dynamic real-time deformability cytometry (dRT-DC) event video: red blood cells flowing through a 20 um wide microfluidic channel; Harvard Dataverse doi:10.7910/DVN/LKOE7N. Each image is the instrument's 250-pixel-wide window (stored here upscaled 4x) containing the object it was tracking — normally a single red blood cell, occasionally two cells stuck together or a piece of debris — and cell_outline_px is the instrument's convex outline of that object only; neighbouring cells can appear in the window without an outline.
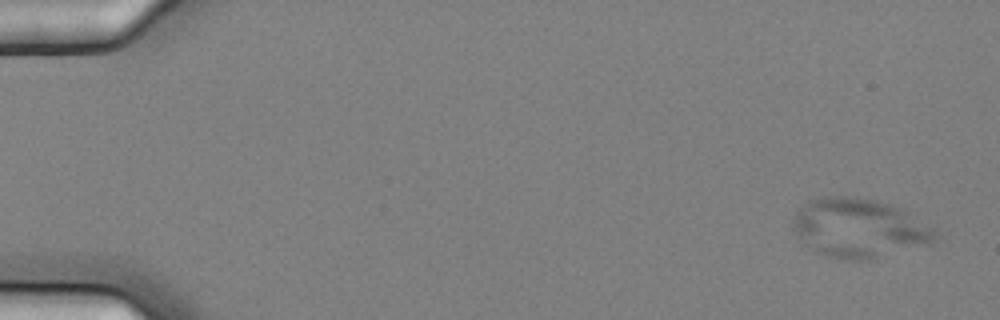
{"species": "common noctule bat (a hibernating species)", "species_latin": "Nyctalus noctula", "temperature_condition": "cold", "stored_images_in_passage": 5, "camera_frame_rate_fps": 3000, "um_per_image_px": 0.085, "animal": {"sex": "female", "body_mass_g": 25.1}, "frame": {"image": 1, "passage_image": 1, "time_ms": 0.0, "image_size_px": [1000, 320], "cell_outline_px": [[936, 236], [928, 244], [876, 260], [844, 260], [824, 256], [816, 252], [804, 244], [796, 232], [792, 224], [792, 220], [796, 212], [808, 200], [824, 196], [856, 196], [876, 200], [900, 208], [908, 212], [936, 228]], "centroid_in_image_um": [73.02, 19.4], "position_along_channel_um": 12.0, "area_um2": 49.53}}
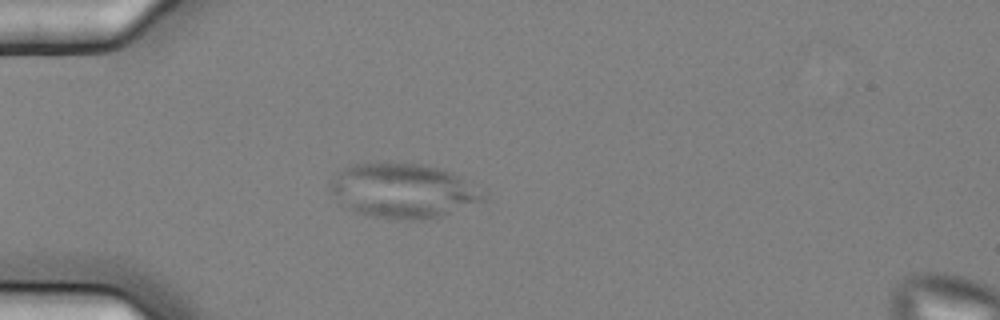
{"frame": {"image": 2, "passage_image": 5, "time_ms": 1.333, "image_size_px": [1000, 320], "cell_outline_px": [[488, 196], [484, 200], [436, 216], [420, 220], [396, 220], [372, 216], [356, 212], [348, 208], [328, 188], [328, 184], [336, 172], [352, 164], [420, 164], [440, 168], [452, 172], [460, 176]], "centroid_in_image_um": [34.22, 16.21], "position_along_channel_um": 50.8, "area_um2": 47.8}}